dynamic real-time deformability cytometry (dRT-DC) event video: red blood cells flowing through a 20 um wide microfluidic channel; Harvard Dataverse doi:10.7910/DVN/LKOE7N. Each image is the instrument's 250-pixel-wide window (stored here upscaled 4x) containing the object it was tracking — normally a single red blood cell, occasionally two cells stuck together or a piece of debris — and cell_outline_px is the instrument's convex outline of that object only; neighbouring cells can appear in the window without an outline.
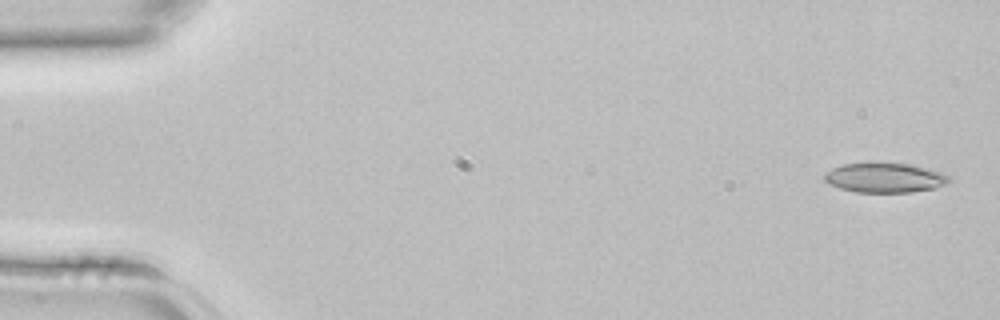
{"species": "common noctule bat (a hibernating species)", "species_latin": "Nyctalus noctula", "temperature_condition": "room temperature", "stored_images_in_passage": 5, "camera_frame_rate_fps": 3000, "um_per_image_px": 0.085, "animal": {"sex": "female", "body_mass_g": 22.7, "forearm_length_mm": 54.2}, "frame": {"image": 1, "passage_image": 1, "time_ms": 0.0, "image_size_px": [1000, 320], "cell_outline_px": [[952, 180], [936, 188], [912, 192], [856, 192], [840, 188], [828, 184], [824, 180], [824, 172], [832, 168], [844, 164], [868, 160], [876, 160], [908, 164], [944, 172]], "centroid_in_image_um": [75.17, 15.06], "position_along_channel_um": 9.8, "area_um2": 22.37}}